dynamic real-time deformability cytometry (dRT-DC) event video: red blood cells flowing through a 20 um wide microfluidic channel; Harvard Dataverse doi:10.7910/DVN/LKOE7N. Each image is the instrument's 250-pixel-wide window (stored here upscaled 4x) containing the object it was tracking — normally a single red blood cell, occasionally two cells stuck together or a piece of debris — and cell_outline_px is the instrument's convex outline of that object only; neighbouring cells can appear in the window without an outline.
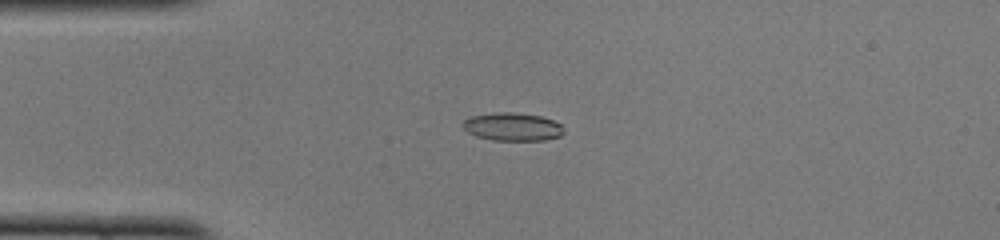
{"species": "common noctule bat (a hibernating species)", "species_latin": "Nyctalus noctula", "temperature_condition": "cold", "stored_images_in_passage": 51, "camera_frame_rate_fps": 3000, "um_per_image_px": 0.085, "animal": {"sex": "female", "body_mass_g": 22.0, "forearm_length_mm": 56.7}, "frame": {"image": 1, "passage_image": 13, "time_ms": 4.0, "image_size_px": [1000, 240], "cell_outline_px": [[564, 132], [560, 136], [544, 140], [492, 140], [476, 136], [468, 132], [460, 124], [464, 120], [472, 116], [496, 112], [512, 112], [540, 116], [552, 120], [560, 124], [564, 128]], "centroid_in_image_um": [43.55, 10.78], "position_along_channel_um": 41.5, "area_um2": 16.47}}
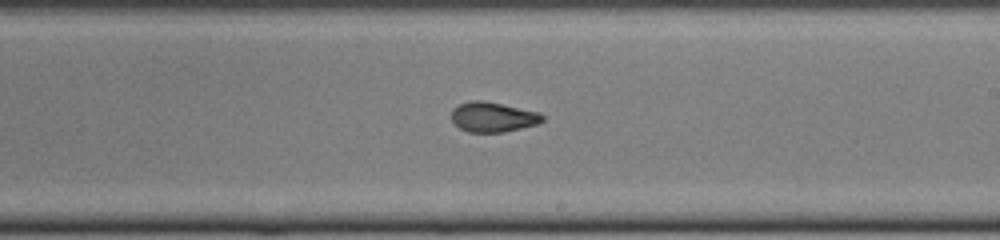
{"frame": {"image": 2, "passage_image": 30, "time_ms": 9.667, "image_size_px": [1000, 240], "cell_outline_px": [[544, 120], [536, 124], [504, 132], [468, 132], [460, 128], [452, 120], [452, 108], [460, 104], [472, 100], [484, 100], [540, 112], [544, 116]], "centroid_in_image_um": [41.9, 9.94], "position_along_channel_um": 247.1, "area_um2": 15.84}}
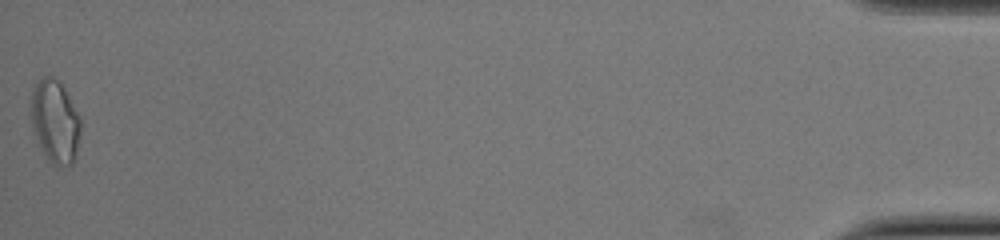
{"frame": {"image": 3, "passage_image": 51, "time_ms": 16.667, "image_size_px": [1000, 240], "cell_outline_px": [[80, 132], [76, 152], [72, 164], [60, 168], [56, 168], [48, 160], [36, 136], [32, 124], [32, 88], [44, 76], [52, 76], [64, 88], [80, 116]], "centroid_in_image_um": [4.7, 10.35], "position_along_channel_um": 430.5, "area_um2": 23.58}, "authors_computed_cell_mechanics": {"area_um2": 16.2418, "velocity_mm_per_s": 4.007, "shape_relaxation_time_tau1_ms": null, "shape_relaxation_time_tau2_ms": 1.4761, "deformation_change_tau1": null, "deformation_change_tau2": 0.0663}}